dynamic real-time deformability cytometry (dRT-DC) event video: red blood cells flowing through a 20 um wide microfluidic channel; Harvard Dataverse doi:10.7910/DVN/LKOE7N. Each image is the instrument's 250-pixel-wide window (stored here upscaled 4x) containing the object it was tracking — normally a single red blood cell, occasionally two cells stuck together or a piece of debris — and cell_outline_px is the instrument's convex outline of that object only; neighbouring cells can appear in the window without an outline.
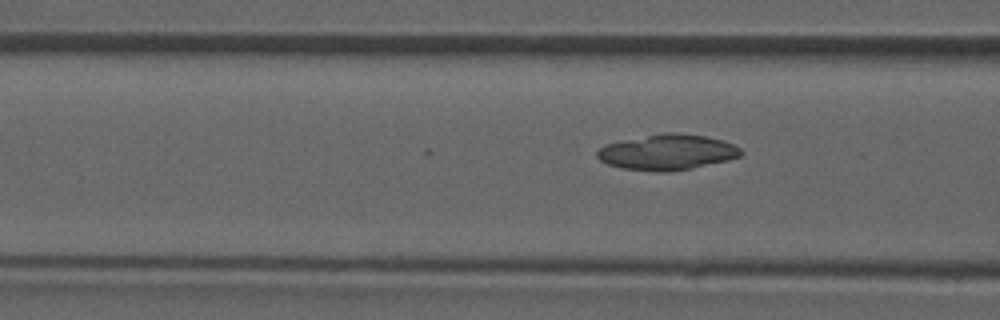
{"species": "common noctule bat (a hibernating species)", "species_latin": "Nyctalus noctula", "temperature_condition": "room temperature", "stored_images_in_passage": 6, "camera_frame_rate_fps": 3000, "um_per_image_px": 0.085, "animal": {"sex": "male", "forearm_length_mm": 52.5}, "frame": {"image": 1, "passage_image": 6, "time_ms": 6.667, "image_size_px": [1000, 320], "cell_outline_px": [[744, 152], [740, 156], [728, 160], [692, 168], [672, 172], [652, 172], [620, 168], [608, 164], [600, 160], [596, 156], [596, 152], [604, 144], [664, 132], [676, 132], [704, 136], [724, 140], [740, 148]], "centroid_in_image_um": [56.71, 12.95], "position_along_channel_um": 109.9, "area_um2": 30.0}}